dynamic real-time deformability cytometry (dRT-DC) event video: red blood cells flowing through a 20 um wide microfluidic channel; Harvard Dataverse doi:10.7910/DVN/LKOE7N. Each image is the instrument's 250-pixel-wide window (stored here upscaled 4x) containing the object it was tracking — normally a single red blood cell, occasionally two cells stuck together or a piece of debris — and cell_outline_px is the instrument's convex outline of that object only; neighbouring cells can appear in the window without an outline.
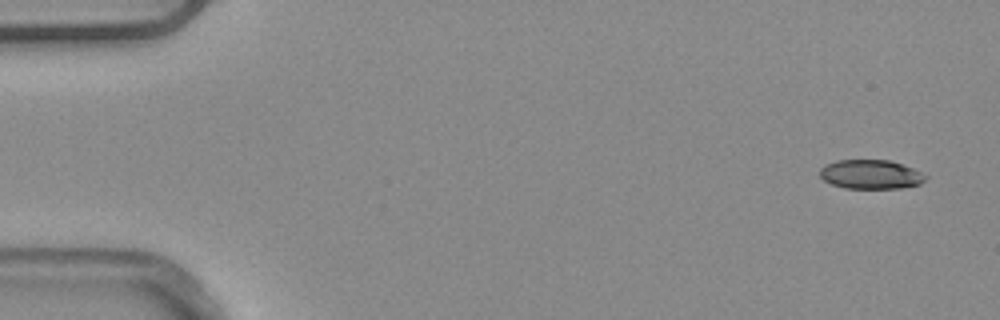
{"species": "common noctule bat (a hibernating species)", "species_latin": "Nyctalus noctula", "temperature_condition": "warm", "stored_images_in_passage": 3, "camera_frame_rate_fps": 3000, "um_per_image_px": 0.085, "animal": {"sex": "male", "body_mass_g": 20.4}, "frame": {"image": 1, "passage_image": 1, "time_ms": 0.0, "image_size_px": [1000, 320], "cell_outline_px": [[928, 176], [920, 184], [900, 188], [844, 188], [832, 184], [824, 180], [820, 176], [820, 168], [836, 160], [888, 160], [912, 168]], "centroid_in_image_um": [74.0, 14.82], "position_along_channel_um": 11.0, "area_um2": 17.74}}